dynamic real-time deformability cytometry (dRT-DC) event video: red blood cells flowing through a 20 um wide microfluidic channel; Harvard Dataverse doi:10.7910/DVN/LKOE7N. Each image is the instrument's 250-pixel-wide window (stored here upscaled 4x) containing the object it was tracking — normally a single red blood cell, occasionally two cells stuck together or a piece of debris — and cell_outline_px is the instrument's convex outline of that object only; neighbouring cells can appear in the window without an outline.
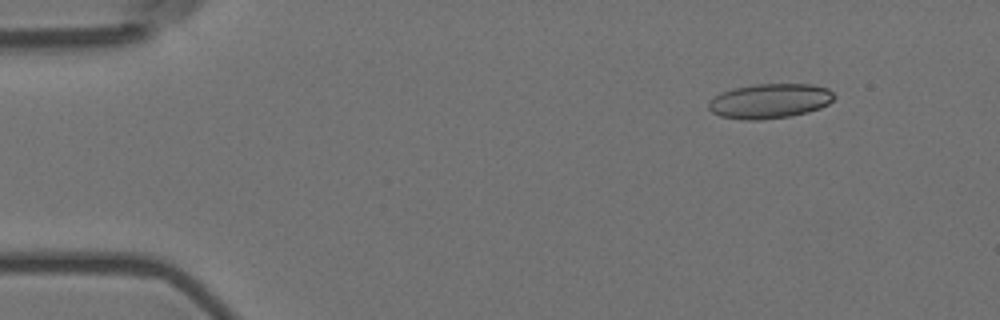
{"species": "Egyptian fruit bat (a non-hibernating species)", "species_latin": "Rousettus aegyptiacus", "temperature_condition": "room temperature", "stored_images_in_passage": 6, "camera_frame_rate_fps": 3000, "um_per_image_px": 0.085, "animal": {"sex": "female"}, "frame": {"image": 1, "passage_image": 2, "time_ms": 0.333, "image_size_px": [1000, 320], "cell_outline_px": [[836, 96], [828, 104], [820, 108], [808, 112], [788, 116], [760, 120], [748, 120], [720, 116], [712, 112], [708, 108], [708, 104], [720, 92], [732, 88], [752, 84], [812, 84], [828, 88]], "centroid_in_image_um": [65.44, 8.57], "position_along_channel_um": 19.6, "area_um2": 25.43}}
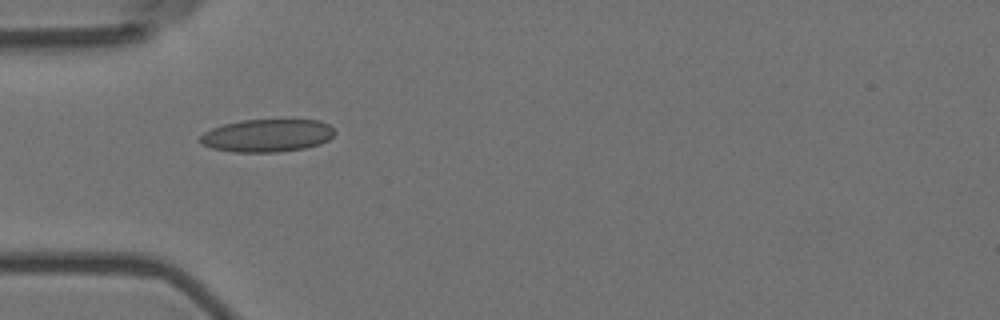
{"frame": {"image": 2, "passage_image": 5, "time_ms": 1.333, "image_size_px": [1000, 320], "cell_outline_px": [[336, 132], [328, 140], [320, 144], [304, 148], [276, 152], [232, 152], [212, 148], [200, 144], [200, 136], [204, 132], [212, 128], [224, 124], [240, 120], [320, 120], [328, 124]], "centroid_in_image_um": [22.69, 11.52], "position_along_channel_um": 62.3, "area_um2": 25.72}}
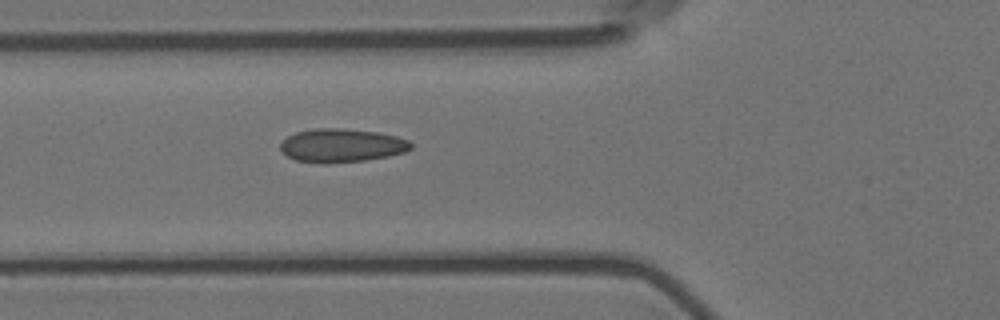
{"frame": {"image": 3, "passage_image": 6, "time_ms": 1.667, "image_size_px": [1000, 320], "cell_outline_px": [[412, 148], [404, 152], [388, 156], [364, 160], [328, 164], [324, 164], [296, 160], [288, 156], [280, 148], [280, 144], [288, 136], [296, 132], [316, 128], [340, 128], [376, 132], [396, 136], [408, 140], [412, 144]], "centroid_in_image_um": [29.04, 12.37], "position_along_channel_um": 96.8, "area_um2": 25.37}}